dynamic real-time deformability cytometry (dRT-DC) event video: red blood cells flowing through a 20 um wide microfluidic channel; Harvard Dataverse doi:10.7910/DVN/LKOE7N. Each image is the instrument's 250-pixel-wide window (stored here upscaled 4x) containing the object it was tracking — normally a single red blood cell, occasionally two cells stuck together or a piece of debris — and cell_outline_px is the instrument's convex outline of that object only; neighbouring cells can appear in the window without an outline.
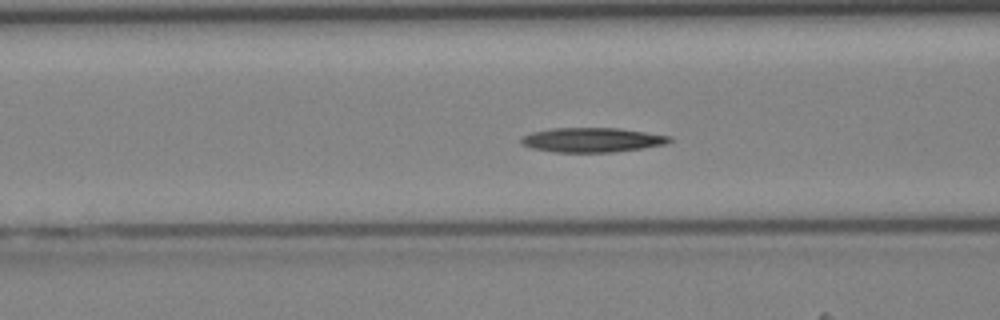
{"species": "Egyptian fruit bat (a non-hibernating species)", "species_latin": "Rousettus aegyptiacus", "temperature_condition": "cold", "stored_images_in_passage": 38, "camera_frame_rate_fps": 3000, "um_per_image_px": 0.085, "animal": {"sex": "female"}, "frame": {"image": 1, "passage_image": 16, "time_ms": 5.0, "image_size_px": [1000, 320], "cell_outline_px": [[672, 140], [664, 144], [644, 148], [612, 152], [556, 152], [532, 148], [520, 144], [520, 140], [524, 136], [532, 132], [552, 128], [616, 128], [672, 136]], "centroid_in_image_um": [50.32, 11.89], "position_along_channel_um": 116.3, "area_um2": 21.04}}
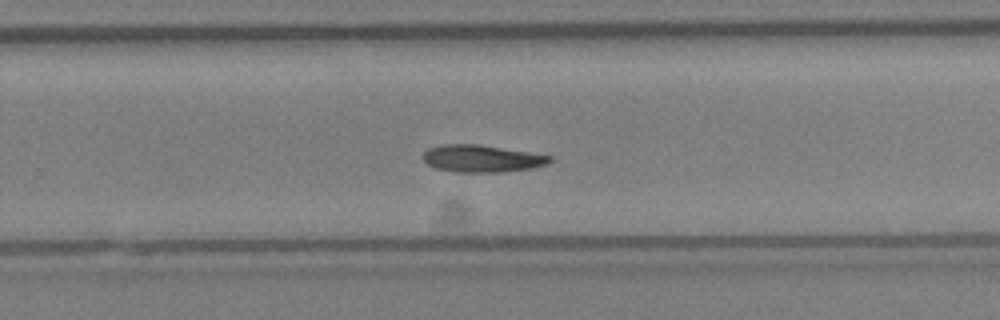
{"frame": {"image": 2, "passage_image": 27, "time_ms": 8.667, "image_size_px": [1000, 320], "cell_outline_px": [[552, 160], [548, 164], [532, 168], [500, 172], [456, 172], [436, 168], [428, 164], [424, 160], [424, 152], [428, 148], [444, 144], [480, 144], [552, 156]], "centroid_in_image_um": [40.97, 13.47], "position_along_channel_um": 288.8, "area_um2": 20.0}}
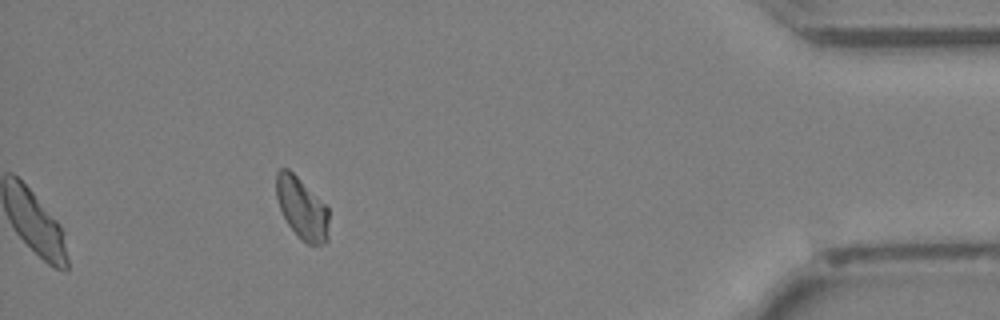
{"frame": {"image": 3, "passage_image": 38, "time_ms": 12.333, "image_size_px": [1000, 320], "cell_outline_px": [[328, 240], [324, 244], [308, 244], [288, 224], [280, 208], [276, 196], [276, 172], [280, 168], [288, 168], [328, 204]], "centroid_in_image_um": [25.69, 17.65], "position_along_channel_um": 409.5, "area_um2": 18.96}}